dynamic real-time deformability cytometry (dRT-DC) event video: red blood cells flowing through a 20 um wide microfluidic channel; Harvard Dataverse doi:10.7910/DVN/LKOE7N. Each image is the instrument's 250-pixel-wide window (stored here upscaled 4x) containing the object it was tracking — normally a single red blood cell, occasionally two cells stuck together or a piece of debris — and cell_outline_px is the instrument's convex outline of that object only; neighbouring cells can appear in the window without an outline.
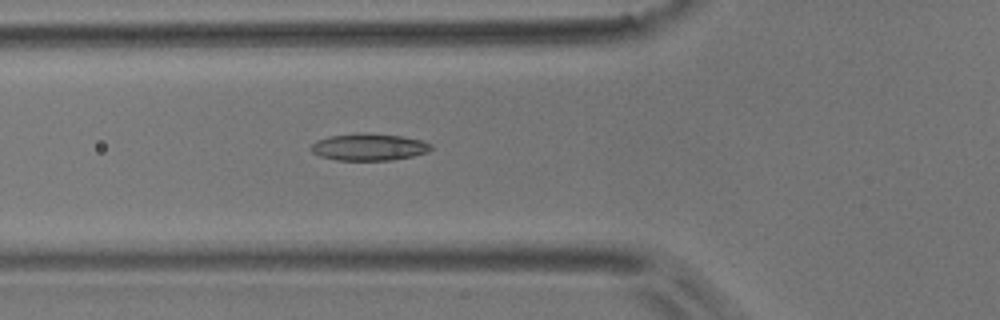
{"species": "common noctule bat (a hibernating species)", "species_latin": "Nyctalus noctula", "temperature_condition": "room temperature", "stored_images_in_passage": 44, "camera_frame_rate_fps": 3000, "um_per_image_px": 0.085, "animal": {"sex": "male", "body_mass_g": 17.9}, "frame": {"image": 1, "passage_image": 10, "time_ms": 3.0, "image_size_px": [1000, 320], "cell_outline_px": [[432, 148], [428, 152], [412, 156], [392, 160], [336, 160], [320, 156], [312, 152], [308, 148], [316, 140], [328, 136], [356, 132], [364, 132], [400, 136], [420, 140], [432, 144]], "centroid_in_image_um": [31.31, 12.49], "position_along_channel_um": 94.5, "area_um2": 19.07}}
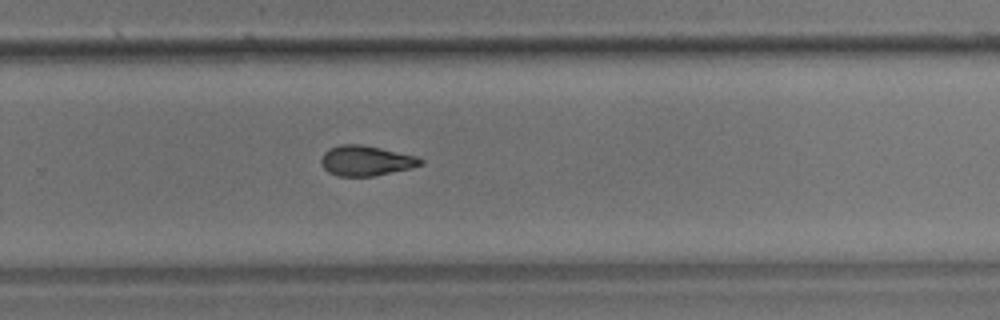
{"frame": {"image": 2, "passage_image": 26, "time_ms": 8.333, "image_size_px": [1000, 320], "cell_outline_px": [[424, 164], [412, 168], [372, 176], [340, 176], [328, 172], [320, 164], [320, 160], [324, 152], [328, 148], [340, 144], [360, 144], [380, 148], [416, 156], [424, 160]], "centroid_in_image_um": [31.09, 13.65], "position_along_channel_um": 298.7, "area_um2": 17.51}}
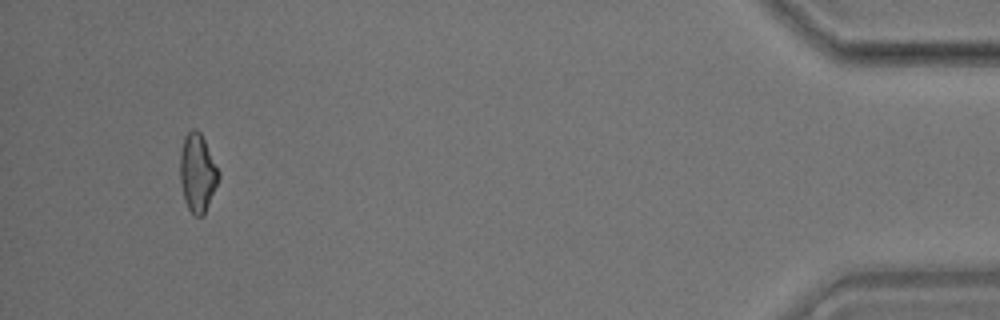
{"frame": {"image": 3, "passage_image": 41, "time_ms": 13.333, "image_size_px": [1000, 320], "cell_outline_px": [[220, 176], [204, 216], [196, 216], [188, 208], [184, 200], [180, 180], [180, 152], [184, 136], [192, 128], [196, 128], [200, 132], [220, 172]], "centroid_in_image_um": [16.78, 14.68], "position_along_channel_um": 418.4, "area_um2": 17.57}, "authors_computed_cell_mechanics": {"area_um2": 17.7446, "velocity_mm_per_s": 3.8214, "shape_relaxation_time_tau1_ms": 10.2151, "shape_relaxation_time_tau2_ms": 3.3034, "deformation_change_tau1": 0.2246, "deformation_change_tau2": 0.1012}}